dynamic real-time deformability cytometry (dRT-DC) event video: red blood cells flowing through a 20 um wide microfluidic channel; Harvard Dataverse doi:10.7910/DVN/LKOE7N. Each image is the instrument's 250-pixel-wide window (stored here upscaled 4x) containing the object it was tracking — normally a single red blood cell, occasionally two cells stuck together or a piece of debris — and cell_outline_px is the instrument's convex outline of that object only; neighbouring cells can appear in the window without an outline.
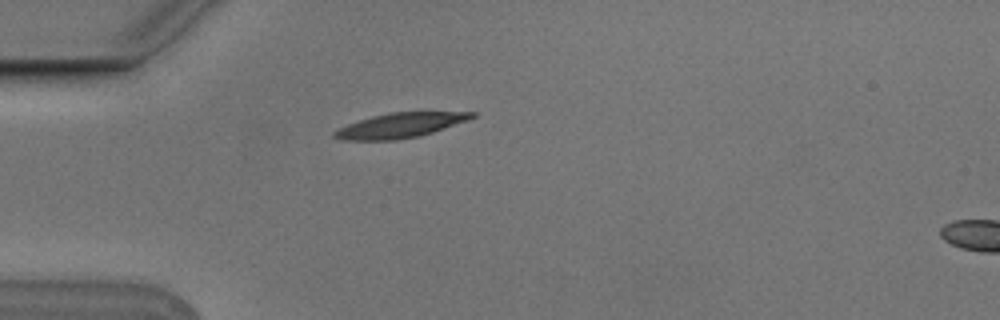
{"species": "Egyptian fruit bat (a non-hibernating species)", "species_latin": "Rousettus aegyptiacus", "temperature_condition": "cold", "stored_images_in_passage": 2, "camera_frame_rate_fps": 3000, "um_per_image_px": 0.085, "animal": {"sex": "male"}, "frame": {"image": 1, "passage_image": 1, "time_ms": 0.0, "image_size_px": [1000, 320], "cell_outline_px": [[476, 116], [468, 120], [420, 136], [396, 140], [340, 140], [332, 136], [332, 132], [348, 124], [372, 116], [388, 112], [476, 112]], "centroid_in_image_um": [33.99, 10.66], "position_along_channel_um": 51.0, "area_um2": 19.77}}